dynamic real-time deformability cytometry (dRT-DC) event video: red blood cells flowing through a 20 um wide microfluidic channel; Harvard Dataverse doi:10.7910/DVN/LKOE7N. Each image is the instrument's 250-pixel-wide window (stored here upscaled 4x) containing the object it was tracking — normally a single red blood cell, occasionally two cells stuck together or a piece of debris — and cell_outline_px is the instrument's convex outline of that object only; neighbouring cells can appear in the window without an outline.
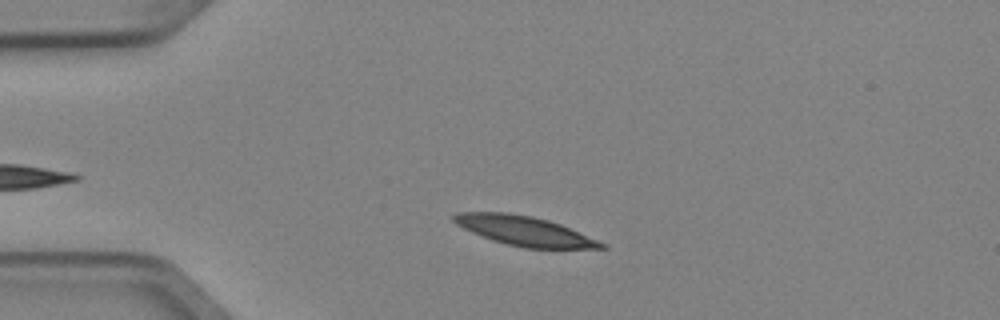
{"species": "Egyptian fruit bat (a non-hibernating species)", "species_latin": "Rousettus aegyptiacus", "temperature_condition": "cold", "stored_images_in_passage": 5, "camera_frame_rate_fps": 3000, "um_per_image_px": 0.085, "animal": {"sex": "female"}, "frame": {"image": 1, "passage_image": 2, "time_ms": 0.333, "image_size_px": [1000, 320], "cell_outline_px": [[608, 248], [524, 248], [492, 240], [472, 232], [456, 224], [452, 220], [452, 216], [456, 212], [508, 212], [532, 216], [548, 220], [560, 224], [608, 244]], "centroid_in_image_um": [44.58, 19.62], "position_along_channel_um": 40.4, "area_um2": 25.26}}
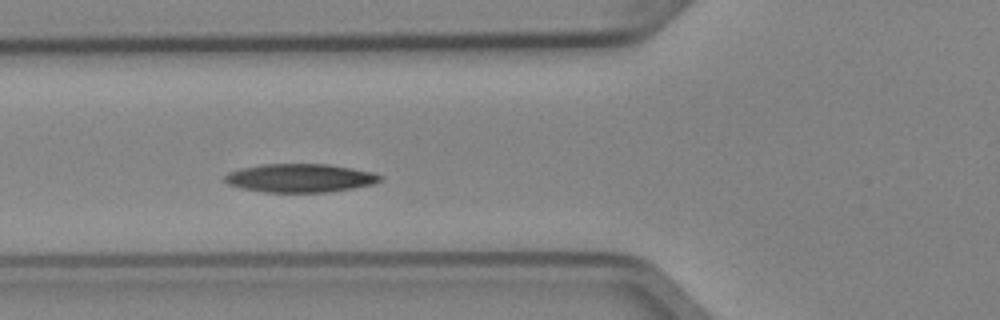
{"frame": {"image": 2, "passage_image": 4, "time_ms": 1.0, "image_size_px": [1000, 320], "cell_outline_px": [[384, 176], [380, 180], [372, 184], [352, 188], [328, 192], [264, 192], [240, 188], [228, 184], [224, 180], [224, 176], [228, 172], [240, 168], [260, 164], [328, 164], [352, 168], [372, 172]], "centroid_in_image_um": [25.47, 15.13], "position_along_channel_um": 100.3, "area_um2": 25.84}}